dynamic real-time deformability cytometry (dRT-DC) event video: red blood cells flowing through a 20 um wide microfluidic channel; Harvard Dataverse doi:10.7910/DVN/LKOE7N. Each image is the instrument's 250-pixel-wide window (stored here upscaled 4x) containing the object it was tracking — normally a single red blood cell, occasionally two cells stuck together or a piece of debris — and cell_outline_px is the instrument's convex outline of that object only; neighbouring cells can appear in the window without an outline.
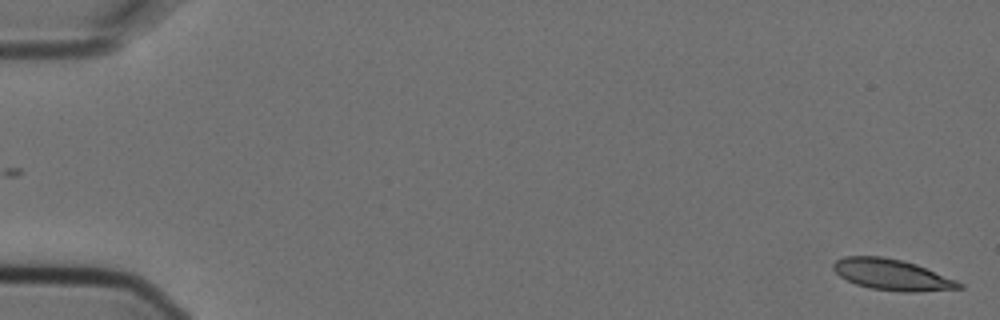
{"species": "Egyptian fruit bat (a non-hibernating species)", "species_latin": "Rousettus aegyptiacus", "temperature_condition": "cold", "stored_images_in_passage": 2, "camera_frame_rate_fps": 3000, "um_per_image_px": 0.085, "animal": {"sex": "female"}, "frame": {"image": 1, "passage_image": 2, "time_ms": 0.333, "image_size_px": [1000, 320], "cell_outline_px": [[964, 288], [916, 292], [904, 292], [872, 288], [856, 284], [840, 276], [832, 268], [832, 264], [836, 260], [844, 256], [880, 256], [900, 260], [916, 264], [956, 280], [964, 284]], "centroid_in_image_um": [75.83, 23.35], "position_along_channel_um": 9.2, "area_um2": 22.54}}